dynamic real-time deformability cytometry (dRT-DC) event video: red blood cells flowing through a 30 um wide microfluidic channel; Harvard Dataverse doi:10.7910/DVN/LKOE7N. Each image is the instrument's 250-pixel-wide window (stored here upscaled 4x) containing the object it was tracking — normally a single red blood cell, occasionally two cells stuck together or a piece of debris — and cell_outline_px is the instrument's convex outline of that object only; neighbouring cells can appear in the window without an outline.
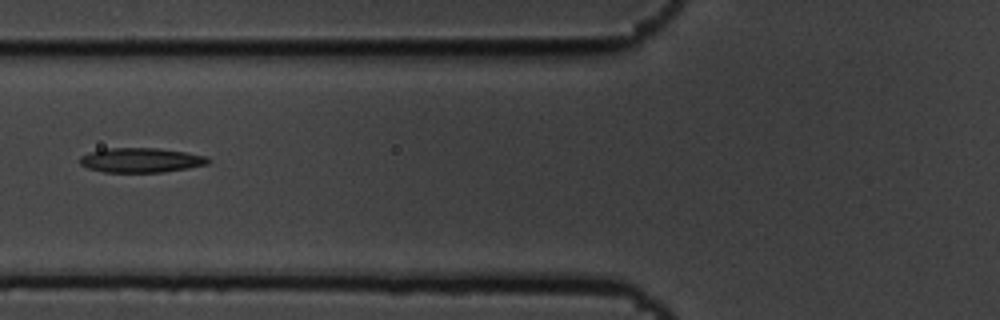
{"species": "common noctule bat (a hibernating species)", "species_latin": "Nyctalus noctula", "temperature_condition": "cold", "stored_images_in_passage": 7, "camera_frame_rate_fps": 3000, "um_per_image_px": 0.085, "animal": {"sex": "male", "body_mass_g": 19.5, "forearm_length_mm": 54.6}, "frame": {"image": 1, "passage_image": 5, "time_ms": 1.333, "image_size_px": [1000, 320], "cell_outline_px": [[212, 160], [208, 164], [188, 168], [164, 172], [104, 172], [88, 168], [80, 164], [80, 156], [92, 152], [108, 148], [156, 148], [188, 152], [208, 156]], "centroid_in_image_um": [12.05, 13.61], "position_along_channel_um": 113.8, "area_um2": 18.44}}
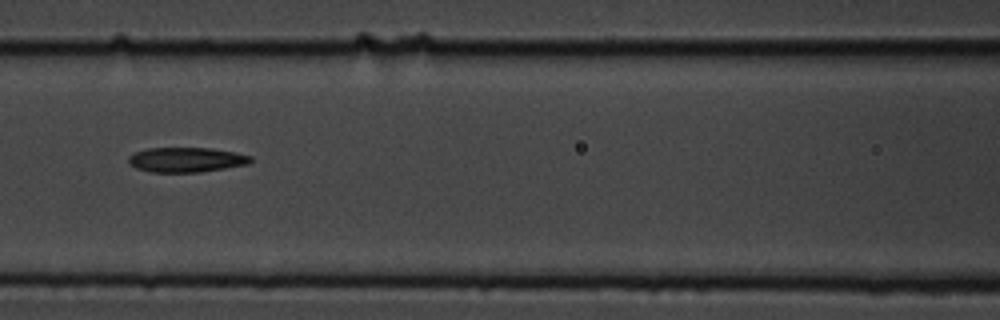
{"frame": {"image": 2, "passage_image": 6, "time_ms": 1.667, "image_size_px": [1000, 320], "cell_outline_px": [[252, 160], [248, 164], [200, 172], [152, 172], [136, 168], [128, 164], [128, 156], [136, 152], [148, 148], [212, 148], [236, 152], [252, 156]], "centroid_in_image_um": [15.83, 13.57], "position_along_channel_um": 150.8, "area_um2": 17.69}}
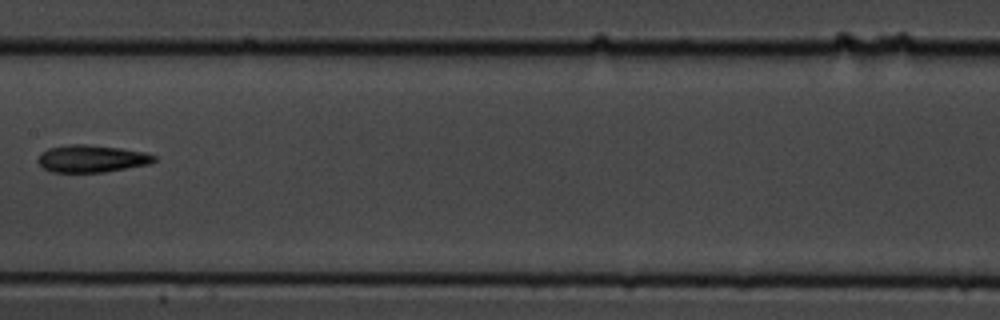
{"frame": {"image": 3, "passage_image": 7, "time_ms": 2.0, "image_size_px": [1000, 320], "cell_outline_px": [[156, 160], [148, 164], [104, 172], [52, 172], [44, 168], [36, 160], [40, 152], [48, 148], [68, 144], [84, 144], [120, 148], [144, 152], [156, 156]], "centroid_in_image_um": [7.75, 13.48], "position_along_channel_um": 199.7, "area_um2": 18.44}}